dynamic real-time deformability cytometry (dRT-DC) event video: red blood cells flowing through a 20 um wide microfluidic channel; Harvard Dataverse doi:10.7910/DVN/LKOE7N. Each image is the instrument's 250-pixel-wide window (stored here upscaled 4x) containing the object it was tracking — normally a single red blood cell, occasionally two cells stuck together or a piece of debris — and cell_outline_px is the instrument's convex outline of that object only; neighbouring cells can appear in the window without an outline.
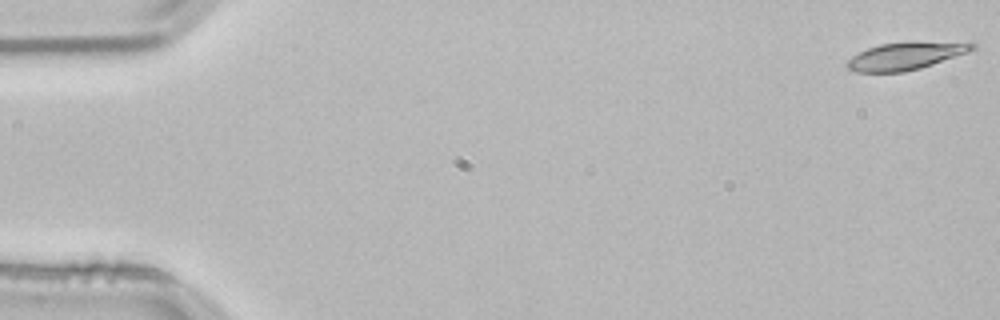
{"species": "common noctule bat (a hibernating species)", "species_latin": "Nyctalus noctula", "temperature_condition": "room temperature", "stored_images_in_passage": 9, "camera_frame_rate_fps": 3000, "um_per_image_px": 0.085, "animal": {"sex": "male", "body_mass_g": 21.5, "forearm_length_mm": 52.0}, "frame": {"image": 1, "passage_image": 1, "time_ms": 0.0, "image_size_px": [1000, 320], "cell_outline_px": [[976, 48], [968, 52], [920, 68], [904, 72], [856, 72], [848, 68], [844, 64], [852, 56], [868, 48], [880, 44], [908, 40], [916, 40], [976, 44]], "centroid_in_image_um": [76.95, 4.74], "position_along_channel_um": 8.1, "area_um2": 20.23}}